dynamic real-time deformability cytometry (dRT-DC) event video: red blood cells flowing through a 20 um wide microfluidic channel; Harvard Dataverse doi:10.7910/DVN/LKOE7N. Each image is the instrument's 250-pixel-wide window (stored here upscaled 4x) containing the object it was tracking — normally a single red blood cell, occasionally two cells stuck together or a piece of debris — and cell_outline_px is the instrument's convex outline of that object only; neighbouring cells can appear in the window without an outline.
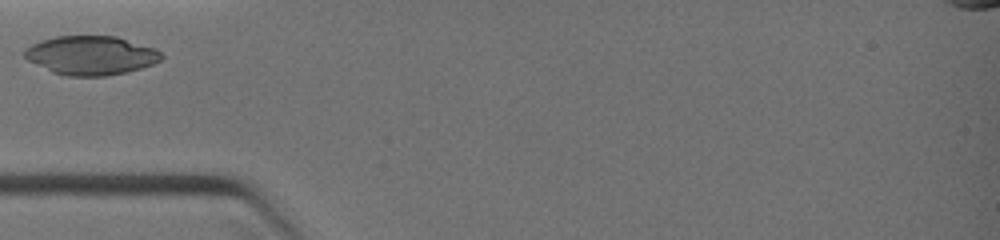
{"species": "common noctule bat (a hibernating species)", "species_latin": "Nyctalus noctula", "temperature_condition": "warm", "stored_images_in_passage": 2, "camera_frame_rate_fps": 3000, "um_per_image_px": 0.085, "animal": {"sex": "female", "body_mass_g": 19.0, "forearm_length_mm": 51.5}, "frame": {"image": 1, "passage_image": 1, "time_ms": 0.0, "image_size_px": [1000, 240], "cell_outline_px": [[164, 56], [160, 60], [152, 64], [140, 68], [124, 72], [104, 76], [68, 76], [52, 72], [28, 60], [24, 56], [24, 48], [32, 44], [56, 36], [116, 36], [156, 48]], "centroid_in_image_um": [7.73, 4.7], "position_along_channel_um": 77.3, "area_um2": 30.87}}
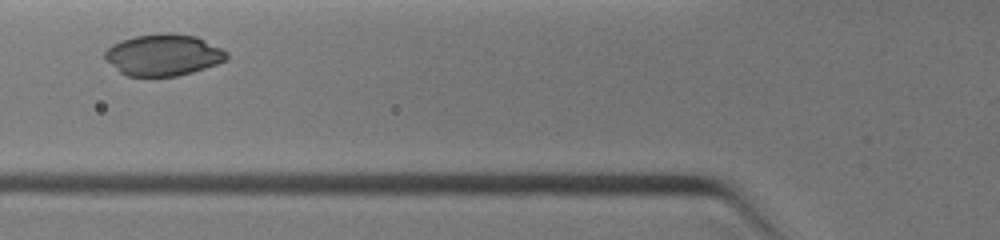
{"frame": {"image": 2, "passage_image": 2, "time_ms": 0.667, "image_size_px": [1000, 240], "cell_outline_px": [[228, 60], [192, 72], [176, 76], [128, 76], [120, 72], [104, 56], [104, 52], [112, 44], [120, 40], [136, 36], [164, 32], [168, 32], [196, 36], [228, 52]], "centroid_in_image_um": [13.9, 4.66], "position_along_channel_um": 111.9, "area_um2": 29.3}}